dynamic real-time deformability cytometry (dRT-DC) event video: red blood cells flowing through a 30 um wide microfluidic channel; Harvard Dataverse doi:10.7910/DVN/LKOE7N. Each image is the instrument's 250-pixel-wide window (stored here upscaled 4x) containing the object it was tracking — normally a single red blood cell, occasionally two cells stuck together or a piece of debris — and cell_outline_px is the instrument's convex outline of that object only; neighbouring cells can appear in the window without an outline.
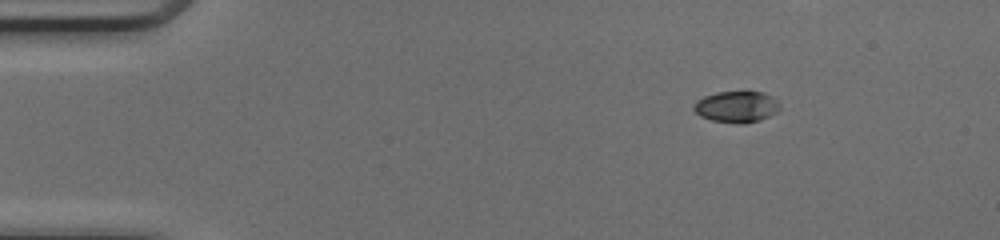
{"species": "common noctule bat (a hibernating species)", "species_latin": "Nyctalus noctula", "temperature_condition": "cold", "stored_images_in_passage": 34, "camera_frame_rate_fps": 3000, "um_per_image_px": 0.085, "animal": {"sex": "female", "body_mass_g": 17.0, "forearm_length_mm": 48.0}, "frame": {"image": 1, "passage_image": 1, "time_ms": 0.0, "image_size_px": [1000, 240], "cell_outline_px": [[780, 108], [776, 112], [760, 120], [744, 124], [736, 124], [712, 120], [700, 116], [692, 108], [692, 104], [696, 100], [704, 96], [716, 92], [764, 92], [772, 96], [780, 104]], "centroid_in_image_um": [62.58, 9.08], "position_along_channel_um": 22.4, "area_um2": 15.84}}
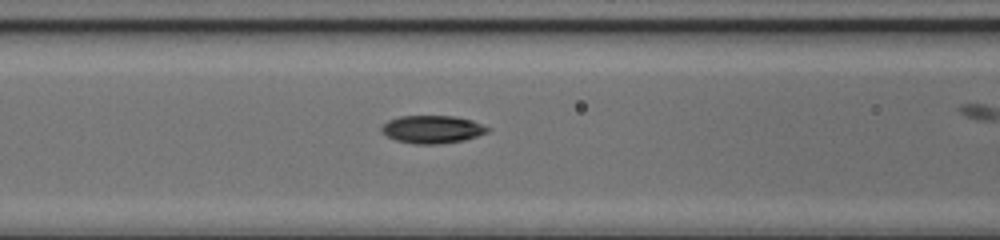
{"frame": {"image": 2, "passage_image": 15, "time_ms": 4.667, "image_size_px": [1000, 240], "cell_outline_px": [[488, 132], [464, 140], [440, 144], [416, 144], [396, 140], [380, 132], [380, 128], [388, 120], [400, 116], [456, 116], [472, 120], [488, 128]], "centroid_in_image_um": [36.71, 10.99], "position_along_channel_um": 129.9, "area_um2": 17.11}}
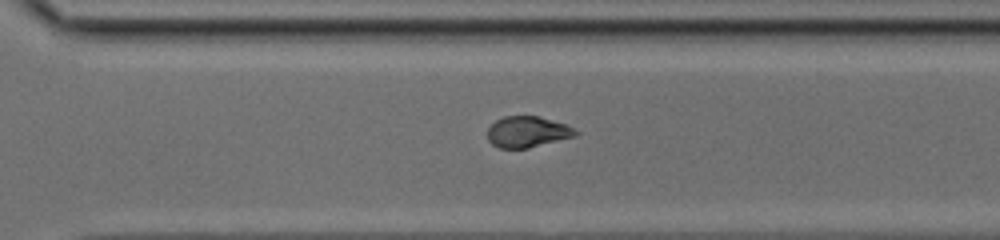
{"frame": {"image": 3, "passage_image": 29, "time_ms": 9.333, "image_size_px": [1000, 240], "cell_outline_px": [[580, 132], [576, 136], [528, 148], [500, 148], [492, 144], [488, 140], [488, 128], [496, 120], [504, 116], [536, 116], [568, 124]], "centroid_in_image_um": [44.86, 11.2], "position_along_channel_um": 325.7, "area_um2": 15.95}}